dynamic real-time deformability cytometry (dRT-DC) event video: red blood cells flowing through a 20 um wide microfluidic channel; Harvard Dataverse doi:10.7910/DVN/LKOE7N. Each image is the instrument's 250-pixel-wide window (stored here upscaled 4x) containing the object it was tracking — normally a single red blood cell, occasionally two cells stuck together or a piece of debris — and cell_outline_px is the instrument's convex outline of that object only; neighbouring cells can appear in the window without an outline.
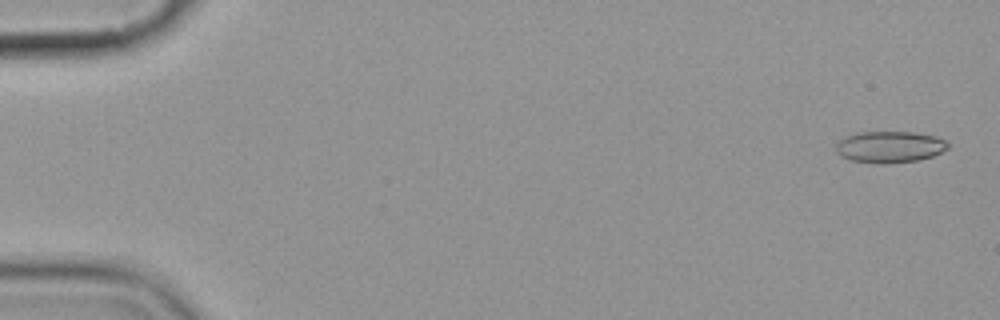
{"species": "common noctule bat (a hibernating species)", "species_latin": "Nyctalus noctula", "temperature_condition": "cold", "stored_images_in_passage": 3, "camera_frame_rate_fps": 3000, "um_per_image_px": 0.085, "animal": {"sex": "female", "body_mass_g": 19.9}, "frame": {"image": 1, "passage_image": 1, "time_ms": 0.0, "image_size_px": [1000, 320], "cell_outline_px": [[948, 148], [932, 156], [916, 160], [884, 164], [872, 164], [852, 160], [840, 156], [836, 152], [836, 140], [844, 136], [856, 132], [912, 132], [932, 136], [944, 140], [948, 144]], "centroid_in_image_um": [75.53, 12.49], "position_along_channel_um": 9.5, "area_um2": 20.63}}